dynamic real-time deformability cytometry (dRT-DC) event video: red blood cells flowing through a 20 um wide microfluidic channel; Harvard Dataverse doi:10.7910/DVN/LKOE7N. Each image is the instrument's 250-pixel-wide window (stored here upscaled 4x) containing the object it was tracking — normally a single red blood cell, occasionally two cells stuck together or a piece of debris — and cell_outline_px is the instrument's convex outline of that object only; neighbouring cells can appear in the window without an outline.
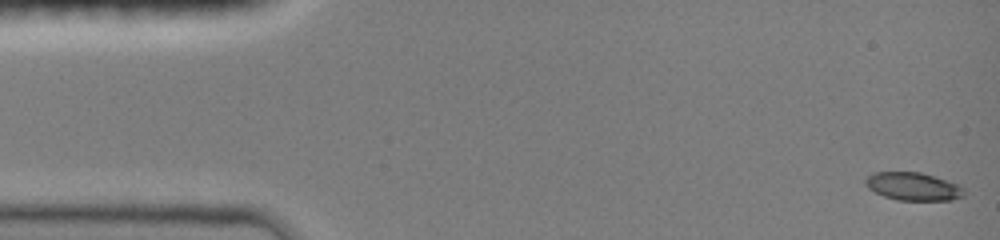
{"species": "common noctule bat (a hibernating species)", "species_latin": "Nyctalus noctula", "temperature_condition": "room temperature", "stored_images_in_passage": 48, "camera_frame_rate_fps": 3000, "um_per_image_px": 0.085, "animal": {"sex": "female", "body_mass_g": 19.0, "forearm_length_mm": 51.5}, "frame": {"image": 1, "passage_image": 1, "time_ms": 0.0, "image_size_px": [1000, 240], "cell_outline_px": [[964, 196], [952, 200], [896, 200], [884, 196], [868, 188], [864, 184], [864, 180], [872, 172], [920, 172], [960, 184], [964, 188]], "centroid_in_image_um": [77.62, 15.84], "position_along_channel_um": 7.4, "area_um2": 16.18}}
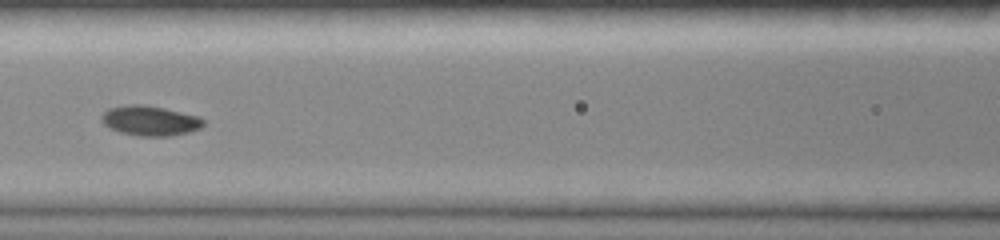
{"frame": {"image": 2, "passage_image": 21, "time_ms": 6.667, "image_size_px": [1000, 240], "cell_outline_px": [[204, 124], [200, 128], [188, 132], [168, 136], [140, 136], [120, 132], [108, 128], [100, 120], [100, 116], [108, 108], [124, 104], [144, 104], [164, 108], [200, 116], [204, 120]], "centroid_in_image_um": [12.72, 10.24], "position_along_channel_um": 153.9, "area_um2": 17.98}}
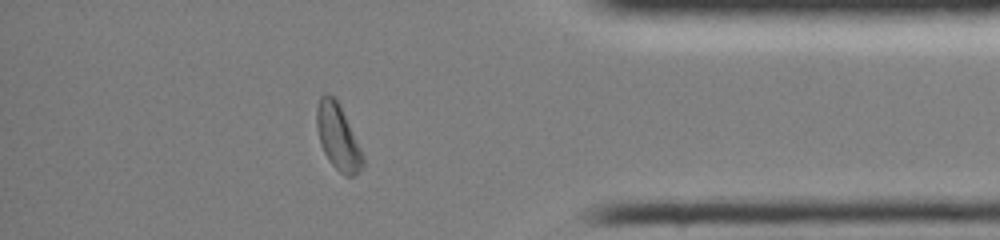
{"frame": {"image": 3, "passage_image": 41, "time_ms": 13.333, "image_size_px": [1000, 240], "cell_outline_px": [[364, 164], [352, 176], [344, 176], [328, 160], [320, 144], [316, 128], [316, 108], [320, 96], [324, 92], [328, 92], [336, 96], [360, 148], [364, 160]], "centroid_in_image_um": [28.68, 11.57], "position_along_channel_um": 406.5, "area_um2": 17.69}, "authors_computed_cell_mechanics": {"area_um2": 16.9643, "velocity_mm_per_s": 4.0243, "shape_relaxation_time_tau1_ms": 3.2318, "shape_relaxation_time_tau2_ms": null, "deformation_change_tau1": 0.144, "deformation_change_tau2": null}}